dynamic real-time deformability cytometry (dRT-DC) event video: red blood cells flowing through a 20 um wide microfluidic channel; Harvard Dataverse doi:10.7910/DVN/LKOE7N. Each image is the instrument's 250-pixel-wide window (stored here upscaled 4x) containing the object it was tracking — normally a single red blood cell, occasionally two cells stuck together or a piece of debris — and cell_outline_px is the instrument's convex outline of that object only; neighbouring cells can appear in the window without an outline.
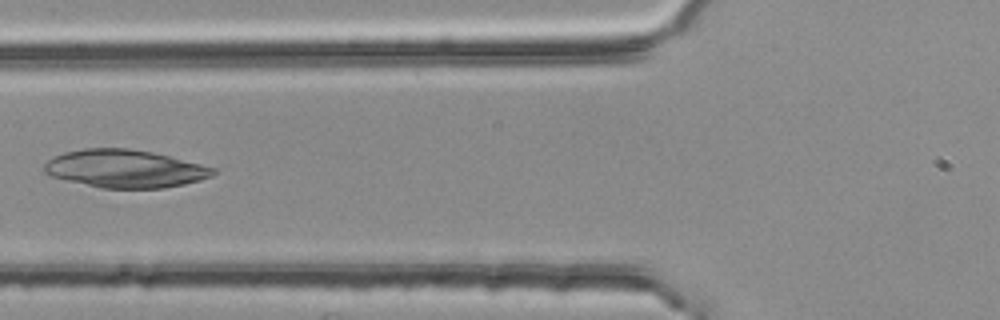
{"species": "common noctule bat (a hibernating species)", "species_latin": "Nyctalus noctula", "temperature_condition": "room temperature", "stored_images_in_passage": 4, "camera_frame_rate_fps": 3000, "um_per_image_px": 0.085, "animal": {"sex": "female", "body_mass_g": 25.1}, "frame": {"image": 1, "passage_image": 4, "time_ms": 1.0, "image_size_px": [1000, 320], "cell_outline_px": [[220, 172], [212, 176], [200, 180], [184, 184], [164, 188], [100, 188], [52, 176], [44, 172], [44, 164], [48, 160], [64, 152], [84, 148], [128, 148], [152, 152], [216, 168]], "centroid_in_image_um": [10.65, 14.34], "position_along_channel_um": 115.2, "area_um2": 37.17}}